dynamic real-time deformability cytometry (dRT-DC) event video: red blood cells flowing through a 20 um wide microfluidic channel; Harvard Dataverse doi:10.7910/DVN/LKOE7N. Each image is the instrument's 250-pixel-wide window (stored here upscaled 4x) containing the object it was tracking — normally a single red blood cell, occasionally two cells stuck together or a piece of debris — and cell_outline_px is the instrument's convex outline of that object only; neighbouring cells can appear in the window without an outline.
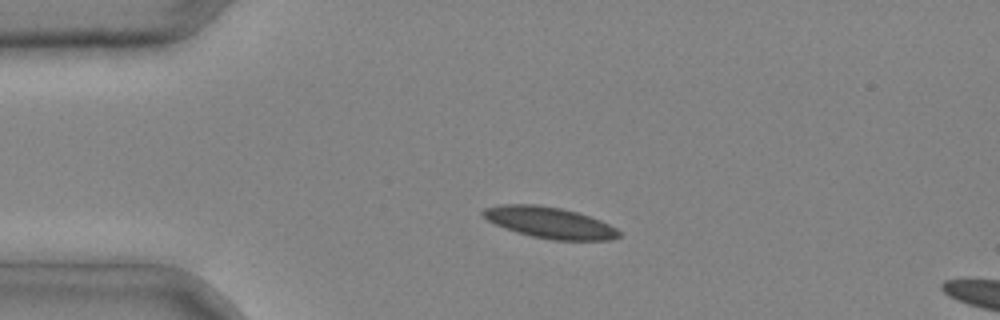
{"species": "common noctule bat (a hibernating species)", "species_latin": "Nyctalus noctula", "temperature_condition": "cold", "stored_images_in_passage": 3, "camera_frame_rate_fps": 3000, "um_per_image_px": 0.085, "animal": {"sex": "male", "body_mass_g": 20.4}, "frame": {"image": 1, "passage_image": 2, "time_ms": 0.333, "image_size_px": [1000, 320], "cell_outline_px": [[620, 236], [608, 240], [552, 240], [532, 236], [516, 232], [496, 224], [488, 220], [480, 212], [484, 208], [500, 204], [536, 204], [560, 208], [576, 212], [600, 220], [616, 228], [620, 232]], "centroid_in_image_um": [46.7, 18.92], "position_along_channel_um": 38.3, "area_um2": 24.51}}